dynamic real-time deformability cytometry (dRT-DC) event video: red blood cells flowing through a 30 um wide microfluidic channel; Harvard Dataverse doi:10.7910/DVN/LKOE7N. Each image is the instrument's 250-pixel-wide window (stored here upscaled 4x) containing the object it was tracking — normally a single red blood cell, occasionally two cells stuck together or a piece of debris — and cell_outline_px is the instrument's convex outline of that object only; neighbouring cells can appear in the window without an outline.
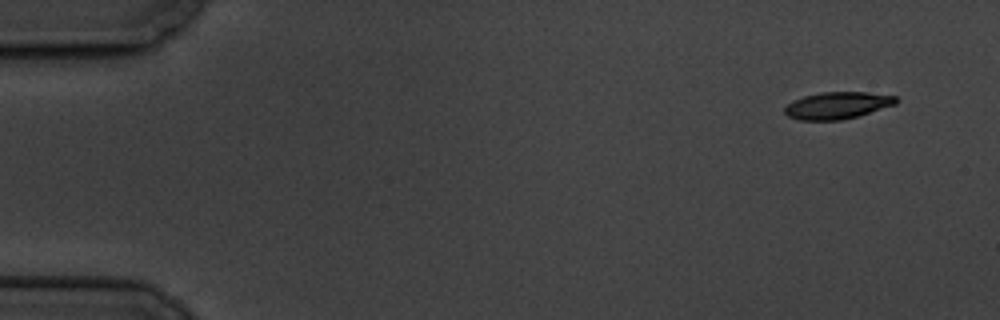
{"species": "common noctule bat (a hibernating species)", "species_latin": "Nyctalus noctula", "temperature_condition": "cold", "stored_images_in_passage": 4, "camera_frame_rate_fps": 3000, "um_per_image_px": 0.085, "animal": {"sex": "male", "body_mass_g": 19.5, "forearm_length_mm": 54.6}, "frame": {"image": 1, "passage_image": 1, "time_ms": 0.0, "image_size_px": [1000, 320], "cell_outline_px": [[900, 100], [896, 104], [860, 116], [840, 120], [800, 120], [788, 116], [784, 112], [784, 108], [792, 100], [804, 96], [820, 92], [868, 92], [896, 96]], "centroid_in_image_um": [71.2, 8.96], "position_along_channel_um": 13.8, "area_um2": 17.69}}
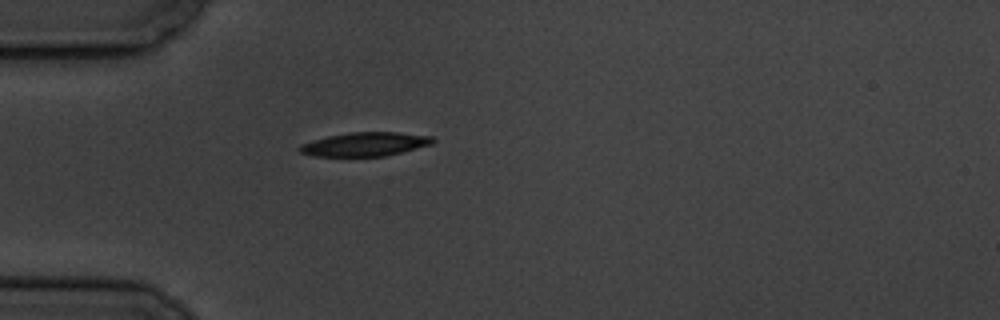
{"frame": {"image": 2, "passage_image": 4, "time_ms": 4.333, "image_size_px": [1000, 320], "cell_outline_px": [[436, 140], [432, 144], [384, 156], [312, 156], [300, 152], [296, 148], [300, 144], [312, 140], [328, 136], [348, 132], [400, 132], [432, 136]], "centroid_in_image_um": [31.0, 12.25], "position_along_channel_um": 54.0, "area_um2": 18.55}}